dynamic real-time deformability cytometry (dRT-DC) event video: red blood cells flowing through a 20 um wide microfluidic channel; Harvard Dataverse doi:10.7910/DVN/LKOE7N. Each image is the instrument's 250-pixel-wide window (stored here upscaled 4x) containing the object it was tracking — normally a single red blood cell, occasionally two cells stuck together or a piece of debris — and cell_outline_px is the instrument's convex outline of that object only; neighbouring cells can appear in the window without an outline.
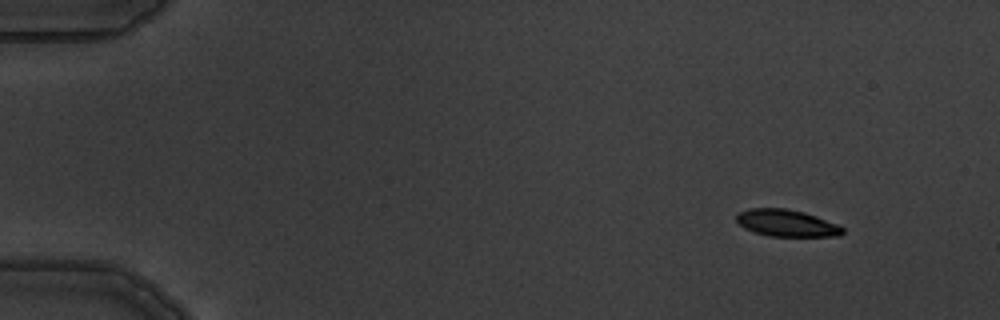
{"species": "common noctule bat (a hibernating species)", "species_latin": "Nyctalus noctula", "temperature_condition": "warm", "stored_images_in_passage": 7, "camera_frame_rate_fps": 3000, "um_per_image_px": 0.085, "animal": {"sex": "male", "body_mass_g": 19.5, "forearm_length_mm": 54.6}, "frame": {"image": 1, "passage_image": 1, "time_ms": 0.0, "image_size_px": [1000, 320], "cell_outline_px": [[844, 232], [840, 236], [768, 236], [744, 228], [736, 220], [736, 216], [740, 212], [748, 208], [784, 208], [804, 212], [816, 216], [836, 224], [844, 228]], "centroid_in_image_um": [66.86, 18.96], "position_along_channel_um": 18.1, "area_um2": 16.53}}
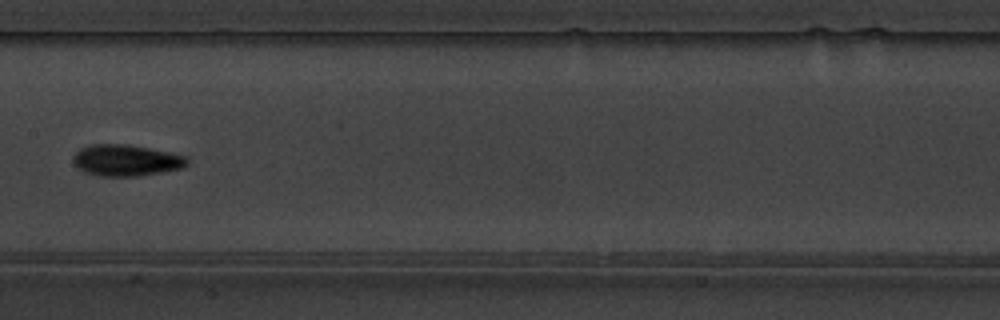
{"frame": {"image": 2, "passage_image": 7, "time_ms": 7.667, "image_size_px": [1000, 320], "cell_outline_px": [[188, 164], [180, 168], [160, 172], [136, 176], [96, 176], [84, 172], [72, 160], [72, 156], [80, 148], [88, 144], [124, 144], [148, 148], [188, 156]], "centroid_in_image_um": [10.68, 13.62], "position_along_channel_um": 196.7, "area_um2": 20.75}}